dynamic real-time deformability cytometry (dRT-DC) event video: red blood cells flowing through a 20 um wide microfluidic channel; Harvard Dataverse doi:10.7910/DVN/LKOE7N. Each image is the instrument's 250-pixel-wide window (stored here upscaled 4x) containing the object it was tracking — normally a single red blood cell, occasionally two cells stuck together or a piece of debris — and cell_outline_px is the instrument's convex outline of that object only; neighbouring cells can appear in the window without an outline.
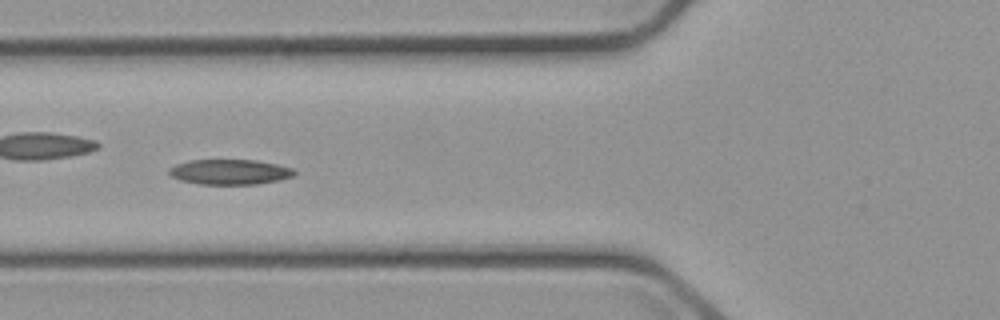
{"species": "common noctule bat (a hibernating species)", "species_latin": "Nyctalus noctula", "temperature_condition": "cold", "stored_images_in_passage": 10, "camera_frame_rate_fps": 3000, "um_per_image_px": 0.085, "animal": {"sex": "male", "body_mass_g": 23.1, "forearm_length_mm": 52.7}, "frame": {"image": 1, "passage_image": 6, "time_ms": 6.0, "image_size_px": [1000, 320], "cell_outline_px": [[296, 172], [292, 176], [276, 180], [256, 184], [200, 184], [180, 180], [172, 176], [168, 172], [168, 168], [176, 164], [192, 160], [256, 160], [276, 164], [292, 168]], "centroid_in_image_um": [19.5, 14.61], "position_along_channel_um": 106.3, "area_um2": 18.15}}
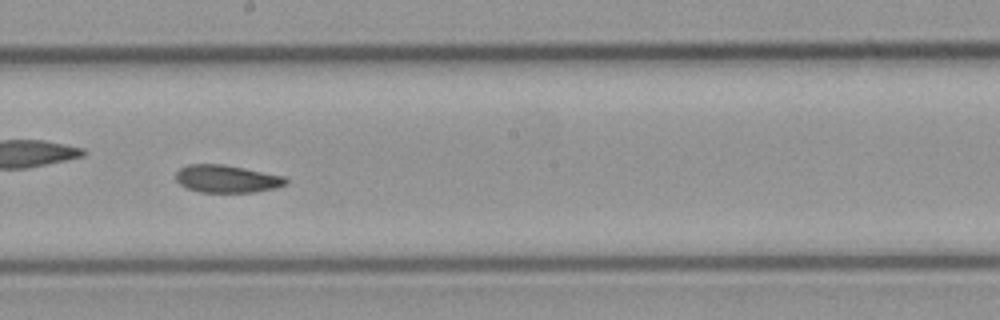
{"frame": {"image": 2, "passage_image": 9, "time_ms": 9.333, "image_size_px": [1000, 320], "cell_outline_px": [[288, 184], [276, 188], [256, 192], [200, 192], [188, 188], [180, 184], [176, 180], [176, 172], [180, 168], [188, 164], [224, 164], [284, 176], [288, 180]], "centroid_in_image_um": [19.3, 15.2], "position_along_channel_um": 228.9, "area_um2": 17.74}}
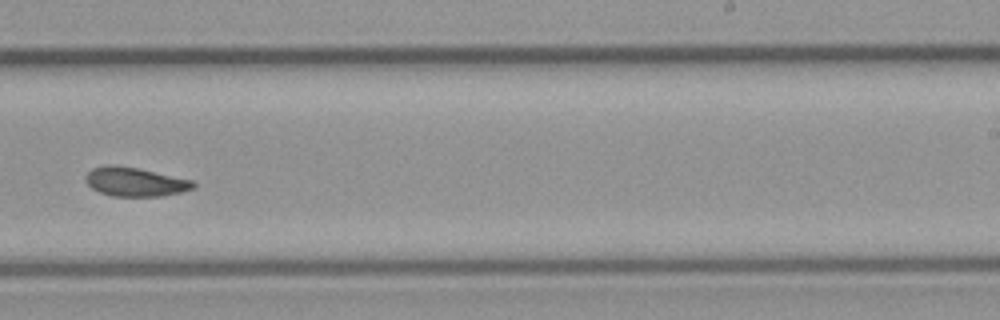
{"frame": {"image": 3, "passage_image": 10, "time_ms": 10.667, "image_size_px": [1000, 320], "cell_outline_px": [[196, 188], [164, 196], [112, 196], [100, 192], [92, 188], [84, 180], [84, 176], [92, 168], [104, 164], [112, 164], [136, 168], [192, 180], [196, 184]], "centroid_in_image_um": [11.45, 15.45], "position_along_channel_um": 277.5, "area_um2": 18.21}}